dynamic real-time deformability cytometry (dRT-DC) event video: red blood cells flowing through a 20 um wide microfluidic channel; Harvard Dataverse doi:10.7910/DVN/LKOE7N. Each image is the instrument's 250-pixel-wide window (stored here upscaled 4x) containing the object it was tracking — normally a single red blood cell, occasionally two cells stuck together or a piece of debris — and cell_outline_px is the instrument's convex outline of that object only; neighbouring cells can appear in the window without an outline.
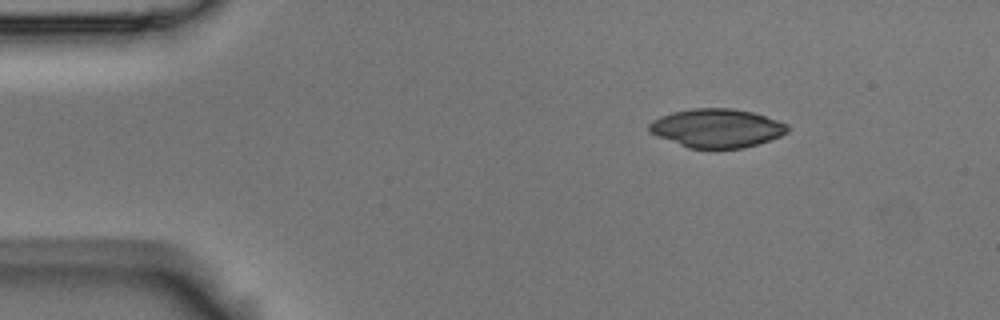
{"species": "Egyptian fruit bat (a non-hibernating species)", "species_latin": "Rousettus aegyptiacus", "temperature_condition": "room temperature", "stored_images_in_passage": 2, "camera_frame_rate_fps": 3000, "um_per_image_px": 0.085, "animal": {"sex": "male"}, "frame": {"image": 1, "passage_image": 1, "time_ms": 0.0, "image_size_px": [1000, 320], "cell_outline_px": [[792, 128], [788, 132], [780, 136], [744, 148], [688, 148], [656, 136], [648, 132], [648, 124], [652, 120], [660, 116], [672, 112], [692, 108], [732, 108], [752, 112], [788, 124]], "centroid_in_image_um": [60.9, 10.89], "position_along_channel_um": 24.1, "area_um2": 31.33}}